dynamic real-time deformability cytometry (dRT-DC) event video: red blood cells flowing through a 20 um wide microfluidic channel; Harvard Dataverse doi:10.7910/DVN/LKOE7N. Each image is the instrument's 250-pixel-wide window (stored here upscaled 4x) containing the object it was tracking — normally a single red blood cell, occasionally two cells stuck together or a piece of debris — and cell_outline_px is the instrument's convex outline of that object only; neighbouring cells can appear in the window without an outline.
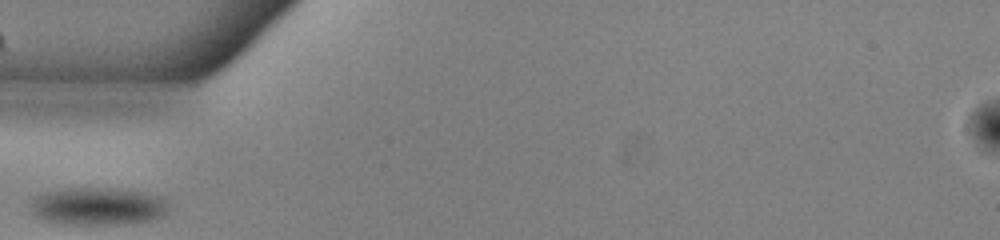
{"species": "common noctule bat (a hibernating species)", "species_latin": "Nyctalus noctula", "temperature_condition": "warm", "stored_images_in_passage": 25, "camera_frame_rate_fps": 3000, "um_per_image_px": 0.085, "animal": {"sex": "male", "body_mass_g": 13.0, "forearm_length_mm": 53.1}, "frame": {"image": 1, "passage_image": 1, "time_ms": 0.0, "image_size_px": [1000, 240], "cell_outline_px": [[168, 208], [164, 216], [152, 220], [132, 224], [64, 224], [44, 220], [36, 216], [32, 212], [32, 204], [36, 196], [48, 192], [64, 188], [108, 188], [140, 192], [164, 196]], "centroid_in_image_um": [8.38, 17.55], "position_along_channel_um": 76.6, "area_um2": 30.29}}
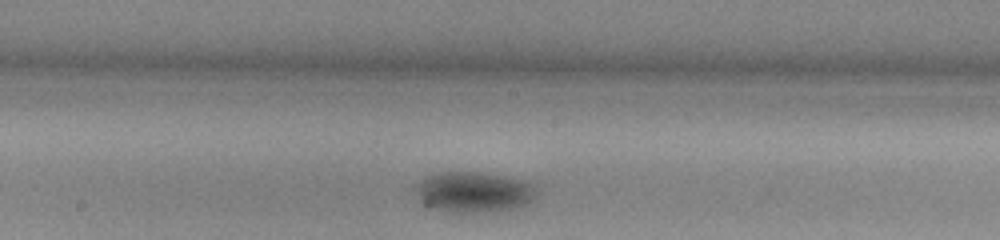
{"frame": {"image": 2, "passage_image": 11, "time_ms": 3.333, "image_size_px": [1000, 240], "cell_outline_px": [[536, 200], [528, 204], [492, 212], [448, 212], [432, 208], [420, 200], [412, 188], [416, 184], [428, 176], [436, 172], [476, 172], [524, 180], [532, 184], [536, 188]], "centroid_in_image_um": [40.26, 16.33], "position_along_channel_um": 207.9, "area_um2": 28.67}}
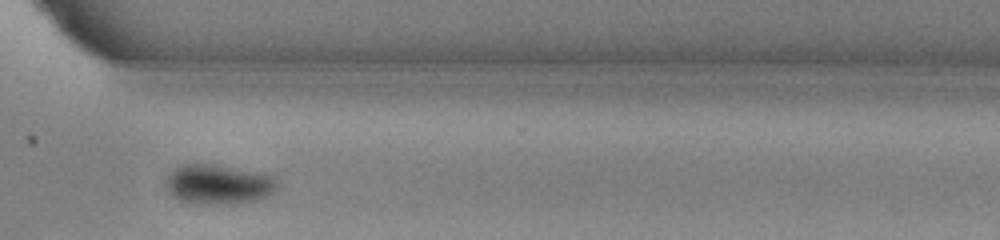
{"frame": {"image": 3, "passage_image": 22, "time_ms": 7.0, "image_size_px": [1000, 240], "cell_outline_px": [[276, 188], [272, 192], [264, 196], [252, 200], [216, 204], [196, 204], [180, 200], [168, 188], [168, 176], [180, 164], [212, 164], [272, 176], [276, 180]], "centroid_in_image_um": [18.53, 15.66], "position_along_channel_um": 352.1, "area_um2": 24.57}}